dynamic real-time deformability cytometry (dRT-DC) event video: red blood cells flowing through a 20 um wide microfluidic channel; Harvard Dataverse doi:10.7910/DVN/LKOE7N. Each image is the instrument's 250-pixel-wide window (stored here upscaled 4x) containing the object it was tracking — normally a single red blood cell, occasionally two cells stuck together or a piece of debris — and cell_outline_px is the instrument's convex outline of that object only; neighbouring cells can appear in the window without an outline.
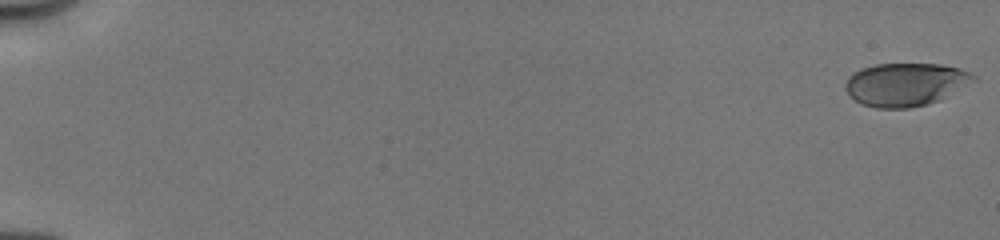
{"species": "human", "species_latin": "Homo sapiens", "temperature_condition": "cold", "stored_images_in_passage": 38, "camera_frame_rate_fps": 3000, "um_per_image_px": 0.085, "donor": {"sex": "male"}, "frame": {"image": 1, "passage_image": 1, "time_ms": 0.0, "image_size_px": [1000, 240], "cell_outline_px": [[976, 80], [940, 100], [908, 108], [876, 108], [860, 104], [844, 88], [844, 84], [848, 76], [860, 68], [876, 64], [940, 64], [960, 68], [976, 76]], "centroid_in_image_um": [76.95, 7.17], "position_along_channel_um": 8.1, "area_um2": 32.14}}
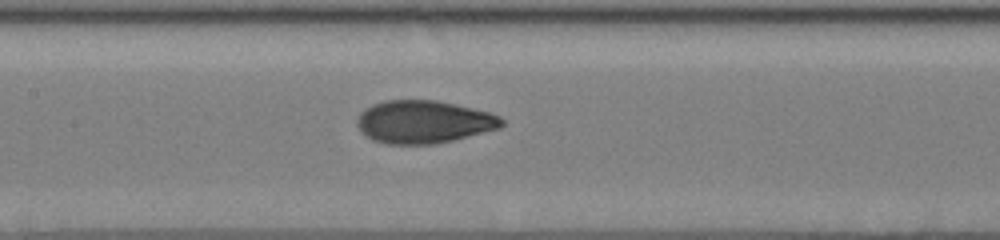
{"frame": {"image": 2, "passage_image": 22, "time_ms": 9.0, "image_size_px": [1000, 240], "cell_outline_px": [[504, 124], [500, 128], [436, 144], [384, 144], [372, 140], [356, 124], [356, 120], [360, 112], [364, 108], [372, 104], [384, 100], [436, 100], [488, 112], [500, 116], [504, 120]], "centroid_in_image_um": [35.99, 10.36], "position_along_channel_um": 171.4, "area_um2": 36.01}}
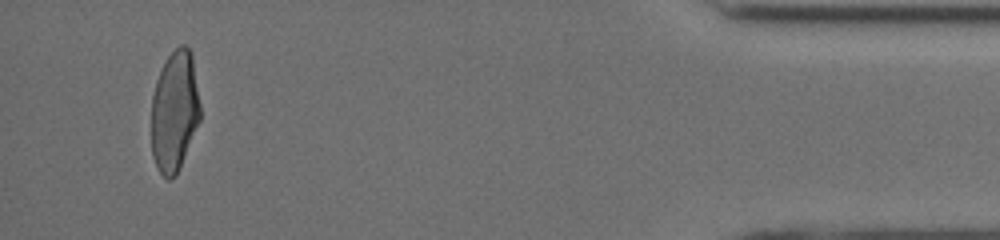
{"frame": {"image": 3, "passage_image": 37, "time_ms": 16.667, "image_size_px": [1000, 240], "cell_outline_px": [[200, 120], [180, 164], [176, 172], [168, 180], [156, 168], [152, 156], [152, 96], [156, 80], [168, 56], [180, 44], [184, 44], [192, 52], [200, 104]], "centroid_in_image_um": [14.83, 9.41], "position_along_channel_um": 420.4, "area_um2": 33.99}, "authors_computed_cell_mechanics": {"area_um2": 35.2291, "velocity_mm_per_s": 4.0293, "shape_relaxation_time_tau1_ms": 4.0841, "shape_relaxation_time_tau2_ms": 0.9007, "deformation_change_tau1": 0.1682, "deformation_change_tau2": 0.0505}}